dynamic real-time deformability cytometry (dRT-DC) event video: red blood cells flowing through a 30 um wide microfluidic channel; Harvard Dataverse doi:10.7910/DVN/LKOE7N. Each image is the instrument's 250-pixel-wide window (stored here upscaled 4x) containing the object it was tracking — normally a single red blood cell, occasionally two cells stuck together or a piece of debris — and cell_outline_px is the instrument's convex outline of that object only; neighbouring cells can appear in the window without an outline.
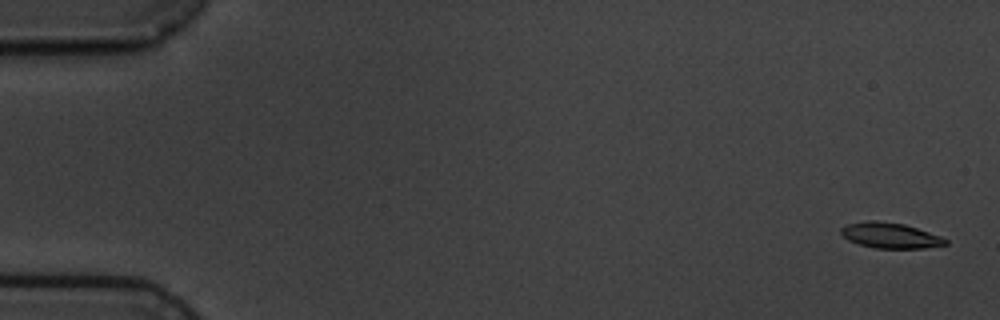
{"species": "common noctule bat (a hibernating species)", "species_latin": "Nyctalus noctula", "temperature_condition": "cold", "stored_images_in_passage": 5, "camera_frame_rate_fps": 3000, "um_per_image_px": 0.085, "animal": {"sex": "male", "body_mass_g": 19.5, "forearm_length_mm": 54.6}, "frame": {"image": 1, "passage_image": 1, "time_ms": 0.0, "image_size_px": [1000, 320], "cell_outline_px": [[948, 244], [924, 248], [876, 248], [860, 244], [848, 240], [840, 232], [840, 228], [848, 224], [868, 220], [876, 220], [904, 224], [940, 236], [948, 240]], "centroid_in_image_um": [75.66, 20.01], "position_along_channel_um": 9.3, "area_um2": 15.37}}
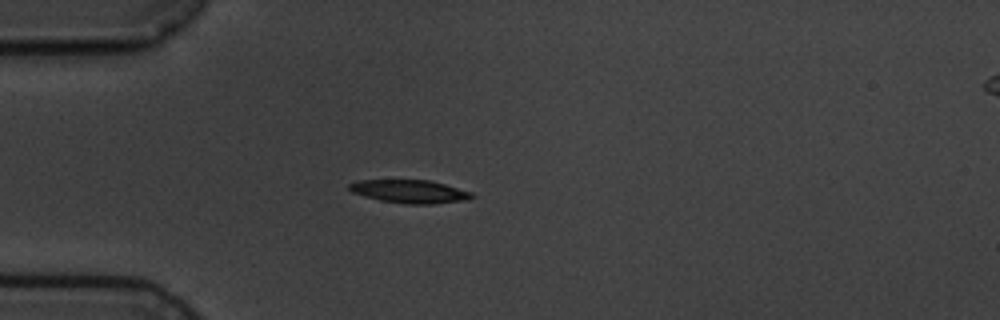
{"frame": {"image": 2, "passage_image": 5, "time_ms": 4.667, "image_size_px": [1000, 320], "cell_outline_px": [[476, 196], [468, 200], [432, 204], [404, 204], [380, 200], [364, 196], [352, 192], [348, 188], [348, 184], [356, 180], [428, 180], [444, 184], [472, 192]], "centroid_in_image_um": [34.83, 16.28], "position_along_channel_um": 50.2, "area_um2": 16.65}}